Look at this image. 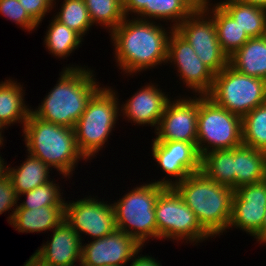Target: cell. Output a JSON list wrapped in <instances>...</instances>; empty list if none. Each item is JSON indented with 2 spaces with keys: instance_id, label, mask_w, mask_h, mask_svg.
Masks as SVG:
<instances>
[{
  "instance_id": "obj_1",
  "label": "cell",
  "mask_w": 266,
  "mask_h": 266,
  "mask_svg": "<svg viewBox=\"0 0 266 266\" xmlns=\"http://www.w3.org/2000/svg\"><path fill=\"white\" fill-rule=\"evenodd\" d=\"M162 27L156 21L125 17L110 35L114 46V57L126 75L165 65L168 41L173 27ZM170 29V30H169ZM169 31V32H168Z\"/></svg>"
},
{
  "instance_id": "obj_2",
  "label": "cell",
  "mask_w": 266,
  "mask_h": 266,
  "mask_svg": "<svg viewBox=\"0 0 266 266\" xmlns=\"http://www.w3.org/2000/svg\"><path fill=\"white\" fill-rule=\"evenodd\" d=\"M93 72L86 66L63 67L57 84L31 112L46 122L74 129L88 102L101 88Z\"/></svg>"
},
{
  "instance_id": "obj_3",
  "label": "cell",
  "mask_w": 266,
  "mask_h": 266,
  "mask_svg": "<svg viewBox=\"0 0 266 266\" xmlns=\"http://www.w3.org/2000/svg\"><path fill=\"white\" fill-rule=\"evenodd\" d=\"M23 134L26 151L68 179L80 159L88 161L77 147L72 128L46 122L30 112Z\"/></svg>"
},
{
  "instance_id": "obj_4",
  "label": "cell",
  "mask_w": 266,
  "mask_h": 266,
  "mask_svg": "<svg viewBox=\"0 0 266 266\" xmlns=\"http://www.w3.org/2000/svg\"><path fill=\"white\" fill-rule=\"evenodd\" d=\"M172 187L195 213L211 239L223 235L231 219L232 188L210 180L202 171L187 176Z\"/></svg>"
},
{
  "instance_id": "obj_5",
  "label": "cell",
  "mask_w": 266,
  "mask_h": 266,
  "mask_svg": "<svg viewBox=\"0 0 266 266\" xmlns=\"http://www.w3.org/2000/svg\"><path fill=\"white\" fill-rule=\"evenodd\" d=\"M117 94L118 92L116 93L109 86L101 87L92 96L86 110L75 124L76 144L87 160L96 157L97 153L105 147L104 144L121 115Z\"/></svg>"
},
{
  "instance_id": "obj_6",
  "label": "cell",
  "mask_w": 266,
  "mask_h": 266,
  "mask_svg": "<svg viewBox=\"0 0 266 266\" xmlns=\"http://www.w3.org/2000/svg\"><path fill=\"white\" fill-rule=\"evenodd\" d=\"M165 188L155 182L144 183L112 203L117 229L134 238L143 247L150 238L157 239L155 203Z\"/></svg>"
},
{
  "instance_id": "obj_7",
  "label": "cell",
  "mask_w": 266,
  "mask_h": 266,
  "mask_svg": "<svg viewBox=\"0 0 266 266\" xmlns=\"http://www.w3.org/2000/svg\"><path fill=\"white\" fill-rule=\"evenodd\" d=\"M242 144V117L218 106L206 95H199L196 147L201 158L210 151Z\"/></svg>"
},
{
  "instance_id": "obj_8",
  "label": "cell",
  "mask_w": 266,
  "mask_h": 266,
  "mask_svg": "<svg viewBox=\"0 0 266 266\" xmlns=\"http://www.w3.org/2000/svg\"><path fill=\"white\" fill-rule=\"evenodd\" d=\"M215 104L240 117L266 102L265 80L236 71L229 64L215 74L206 95Z\"/></svg>"
},
{
  "instance_id": "obj_9",
  "label": "cell",
  "mask_w": 266,
  "mask_h": 266,
  "mask_svg": "<svg viewBox=\"0 0 266 266\" xmlns=\"http://www.w3.org/2000/svg\"><path fill=\"white\" fill-rule=\"evenodd\" d=\"M155 217L157 239L181 240L182 243L185 240L186 243L198 244L211 237L173 187H166L159 194L155 203Z\"/></svg>"
},
{
  "instance_id": "obj_10",
  "label": "cell",
  "mask_w": 266,
  "mask_h": 266,
  "mask_svg": "<svg viewBox=\"0 0 266 266\" xmlns=\"http://www.w3.org/2000/svg\"><path fill=\"white\" fill-rule=\"evenodd\" d=\"M175 30L215 74L229 64V58L218 41L213 18L204 8L193 11Z\"/></svg>"
},
{
  "instance_id": "obj_11",
  "label": "cell",
  "mask_w": 266,
  "mask_h": 266,
  "mask_svg": "<svg viewBox=\"0 0 266 266\" xmlns=\"http://www.w3.org/2000/svg\"><path fill=\"white\" fill-rule=\"evenodd\" d=\"M107 202L92 198L91 195L77 201H67L64 220L82 241L84 233L92 240L105 237L117 229L113 205Z\"/></svg>"
},
{
  "instance_id": "obj_12",
  "label": "cell",
  "mask_w": 266,
  "mask_h": 266,
  "mask_svg": "<svg viewBox=\"0 0 266 266\" xmlns=\"http://www.w3.org/2000/svg\"><path fill=\"white\" fill-rule=\"evenodd\" d=\"M151 149L153 160L155 159L157 165L167 176L155 180V183L172 187L174 184L183 181L187 176L201 172L202 158L193 143L153 139Z\"/></svg>"
},
{
  "instance_id": "obj_13",
  "label": "cell",
  "mask_w": 266,
  "mask_h": 266,
  "mask_svg": "<svg viewBox=\"0 0 266 266\" xmlns=\"http://www.w3.org/2000/svg\"><path fill=\"white\" fill-rule=\"evenodd\" d=\"M166 63L177 68V76L187 89H192L194 95H207L212 89L215 73L199 59L193 47L175 29L169 37Z\"/></svg>"
},
{
  "instance_id": "obj_14",
  "label": "cell",
  "mask_w": 266,
  "mask_h": 266,
  "mask_svg": "<svg viewBox=\"0 0 266 266\" xmlns=\"http://www.w3.org/2000/svg\"><path fill=\"white\" fill-rule=\"evenodd\" d=\"M199 96L182 97L167 102L157 129V141H185L197 145Z\"/></svg>"
},
{
  "instance_id": "obj_15",
  "label": "cell",
  "mask_w": 266,
  "mask_h": 266,
  "mask_svg": "<svg viewBox=\"0 0 266 266\" xmlns=\"http://www.w3.org/2000/svg\"><path fill=\"white\" fill-rule=\"evenodd\" d=\"M142 247L134 238L116 229L105 237L82 243L80 266H127Z\"/></svg>"
},
{
  "instance_id": "obj_16",
  "label": "cell",
  "mask_w": 266,
  "mask_h": 266,
  "mask_svg": "<svg viewBox=\"0 0 266 266\" xmlns=\"http://www.w3.org/2000/svg\"><path fill=\"white\" fill-rule=\"evenodd\" d=\"M266 212V179L237 187L232 196L231 219L233 227L254 237L262 228Z\"/></svg>"
},
{
  "instance_id": "obj_17",
  "label": "cell",
  "mask_w": 266,
  "mask_h": 266,
  "mask_svg": "<svg viewBox=\"0 0 266 266\" xmlns=\"http://www.w3.org/2000/svg\"><path fill=\"white\" fill-rule=\"evenodd\" d=\"M162 91L158 88V84L155 85L151 82L141 86L139 91L121 105L120 114L122 113L123 119L127 118L128 122L133 121L132 123L135 125H150L156 130L166 104L171 98L168 97V93Z\"/></svg>"
},
{
  "instance_id": "obj_18",
  "label": "cell",
  "mask_w": 266,
  "mask_h": 266,
  "mask_svg": "<svg viewBox=\"0 0 266 266\" xmlns=\"http://www.w3.org/2000/svg\"><path fill=\"white\" fill-rule=\"evenodd\" d=\"M50 239L36 250L37 254L54 266L80 265L82 240L65 220L53 229Z\"/></svg>"
},
{
  "instance_id": "obj_19",
  "label": "cell",
  "mask_w": 266,
  "mask_h": 266,
  "mask_svg": "<svg viewBox=\"0 0 266 266\" xmlns=\"http://www.w3.org/2000/svg\"><path fill=\"white\" fill-rule=\"evenodd\" d=\"M122 6L125 17L134 13L140 20L169 21L174 29L193 12L182 0H122Z\"/></svg>"
},
{
  "instance_id": "obj_20",
  "label": "cell",
  "mask_w": 266,
  "mask_h": 266,
  "mask_svg": "<svg viewBox=\"0 0 266 266\" xmlns=\"http://www.w3.org/2000/svg\"><path fill=\"white\" fill-rule=\"evenodd\" d=\"M65 217V206H43L35 209H16L10 223L16 231L34 233L52 231ZM52 229V230H51Z\"/></svg>"
},
{
  "instance_id": "obj_21",
  "label": "cell",
  "mask_w": 266,
  "mask_h": 266,
  "mask_svg": "<svg viewBox=\"0 0 266 266\" xmlns=\"http://www.w3.org/2000/svg\"><path fill=\"white\" fill-rule=\"evenodd\" d=\"M266 179V152L244 144L234 148V190Z\"/></svg>"
},
{
  "instance_id": "obj_22",
  "label": "cell",
  "mask_w": 266,
  "mask_h": 266,
  "mask_svg": "<svg viewBox=\"0 0 266 266\" xmlns=\"http://www.w3.org/2000/svg\"><path fill=\"white\" fill-rule=\"evenodd\" d=\"M210 1L206 0L204 9L212 16L221 49L229 58L250 38L218 3Z\"/></svg>"
},
{
  "instance_id": "obj_23",
  "label": "cell",
  "mask_w": 266,
  "mask_h": 266,
  "mask_svg": "<svg viewBox=\"0 0 266 266\" xmlns=\"http://www.w3.org/2000/svg\"><path fill=\"white\" fill-rule=\"evenodd\" d=\"M23 85L13 79L0 82V122L6 128L14 123H21L22 130L31 112L25 104Z\"/></svg>"
},
{
  "instance_id": "obj_24",
  "label": "cell",
  "mask_w": 266,
  "mask_h": 266,
  "mask_svg": "<svg viewBox=\"0 0 266 266\" xmlns=\"http://www.w3.org/2000/svg\"><path fill=\"white\" fill-rule=\"evenodd\" d=\"M229 65L242 74L265 80L266 36L250 38L229 57Z\"/></svg>"
},
{
  "instance_id": "obj_25",
  "label": "cell",
  "mask_w": 266,
  "mask_h": 266,
  "mask_svg": "<svg viewBox=\"0 0 266 266\" xmlns=\"http://www.w3.org/2000/svg\"><path fill=\"white\" fill-rule=\"evenodd\" d=\"M218 4L249 38L266 36V9L239 0H220Z\"/></svg>"
},
{
  "instance_id": "obj_26",
  "label": "cell",
  "mask_w": 266,
  "mask_h": 266,
  "mask_svg": "<svg viewBox=\"0 0 266 266\" xmlns=\"http://www.w3.org/2000/svg\"><path fill=\"white\" fill-rule=\"evenodd\" d=\"M49 170L47 164L28 153L20 166L12 168L8 166V176L19 196L51 181Z\"/></svg>"
},
{
  "instance_id": "obj_27",
  "label": "cell",
  "mask_w": 266,
  "mask_h": 266,
  "mask_svg": "<svg viewBox=\"0 0 266 266\" xmlns=\"http://www.w3.org/2000/svg\"><path fill=\"white\" fill-rule=\"evenodd\" d=\"M201 171L210 180L234 190V148L206 153L201 159Z\"/></svg>"
},
{
  "instance_id": "obj_28",
  "label": "cell",
  "mask_w": 266,
  "mask_h": 266,
  "mask_svg": "<svg viewBox=\"0 0 266 266\" xmlns=\"http://www.w3.org/2000/svg\"><path fill=\"white\" fill-rule=\"evenodd\" d=\"M52 18L45 33L44 45L49 54L64 59L79 48L84 39L76 31L60 23L54 17Z\"/></svg>"
},
{
  "instance_id": "obj_29",
  "label": "cell",
  "mask_w": 266,
  "mask_h": 266,
  "mask_svg": "<svg viewBox=\"0 0 266 266\" xmlns=\"http://www.w3.org/2000/svg\"><path fill=\"white\" fill-rule=\"evenodd\" d=\"M84 3L93 25L104 26L109 33L125 18L122 0H84Z\"/></svg>"
},
{
  "instance_id": "obj_30",
  "label": "cell",
  "mask_w": 266,
  "mask_h": 266,
  "mask_svg": "<svg viewBox=\"0 0 266 266\" xmlns=\"http://www.w3.org/2000/svg\"><path fill=\"white\" fill-rule=\"evenodd\" d=\"M242 141L266 152V102L242 117Z\"/></svg>"
},
{
  "instance_id": "obj_31",
  "label": "cell",
  "mask_w": 266,
  "mask_h": 266,
  "mask_svg": "<svg viewBox=\"0 0 266 266\" xmlns=\"http://www.w3.org/2000/svg\"><path fill=\"white\" fill-rule=\"evenodd\" d=\"M60 12L53 16L57 21L76 31L82 37L93 26L84 0H63Z\"/></svg>"
},
{
  "instance_id": "obj_32",
  "label": "cell",
  "mask_w": 266,
  "mask_h": 266,
  "mask_svg": "<svg viewBox=\"0 0 266 266\" xmlns=\"http://www.w3.org/2000/svg\"><path fill=\"white\" fill-rule=\"evenodd\" d=\"M51 181L38 186L37 188L22 193L18 196L20 200L22 195L26 196L25 200L17 205L16 209H35L43 206H65V198L61 193L60 186Z\"/></svg>"
},
{
  "instance_id": "obj_33",
  "label": "cell",
  "mask_w": 266,
  "mask_h": 266,
  "mask_svg": "<svg viewBox=\"0 0 266 266\" xmlns=\"http://www.w3.org/2000/svg\"><path fill=\"white\" fill-rule=\"evenodd\" d=\"M0 14L29 33L38 27L18 0H0Z\"/></svg>"
},
{
  "instance_id": "obj_34",
  "label": "cell",
  "mask_w": 266,
  "mask_h": 266,
  "mask_svg": "<svg viewBox=\"0 0 266 266\" xmlns=\"http://www.w3.org/2000/svg\"><path fill=\"white\" fill-rule=\"evenodd\" d=\"M18 195L14 189V186L7 175L5 178L0 180V215L7 211H12L7 217L8 223L10 224L14 212L17 208ZM15 207V208H14Z\"/></svg>"
},
{
  "instance_id": "obj_35",
  "label": "cell",
  "mask_w": 266,
  "mask_h": 266,
  "mask_svg": "<svg viewBox=\"0 0 266 266\" xmlns=\"http://www.w3.org/2000/svg\"><path fill=\"white\" fill-rule=\"evenodd\" d=\"M27 14L38 24L56 6V0H18Z\"/></svg>"
},
{
  "instance_id": "obj_36",
  "label": "cell",
  "mask_w": 266,
  "mask_h": 266,
  "mask_svg": "<svg viewBox=\"0 0 266 266\" xmlns=\"http://www.w3.org/2000/svg\"><path fill=\"white\" fill-rule=\"evenodd\" d=\"M138 255V256H137ZM137 253L133 259L130 261V266H162L158 260L149 255H142ZM158 261V262H157Z\"/></svg>"
},
{
  "instance_id": "obj_37",
  "label": "cell",
  "mask_w": 266,
  "mask_h": 266,
  "mask_svg": "<svg viewBox=\"0 0 266 266\" xmlns=\"http://www.w3.org/2000/svg\"><path fill=\"white\" fill-rule=\"evenodd\" d=\"M24 266H54L44 260L39 254L34 252V254L31 255L29 260H27L24 264Z\"/></svg>"
},
{
  "instance_id": "obj_38",
  "label": "cell",
  "mask_w": 266,
  "mask_h": 266,
  "mask_svg": "<svg viewBox=\"0 0 266 266\" xmlns=\"http://www.w3.org/2000/svg\"><path fill=\"white\" fill-rule=\"evenodd\" d=\"M192 11L204 8L206 0H182Z\"/></svg>"
},
{
  "instance_id": "obj_39",
  "label": "cell",
  "mask_w": 266,
  "mask_h": 266,
  "mask_svg": "<svg viewBox=\"0 0 266 266\" xmlns=\"http://www.w3.org/2000/svg\"><path fill=\"white\" fill-rule=\"evenodd\" d=\"M257 242L262 245H266V212L264 217V223L261 230L254 236Z\"/></svg>"
},
{
  "instance_id": "obj_40",
  "label": "cell",
  "mask_w": 266,
  "mask_h": 266,
  "mask_svg": "<svg viewBox=\"0 0 266 266\" xmlns=\"http://www.w3.org/2000/svg\"><path fill=\"white\" fill-rule=\"evenodd\" d=\"M5 164V165H4ZM2 155H0V180L8 175V165H6Z\"/></svg>"
},
{
  "instance_id": "obj_41",
  "label": "cell",
  "mask_w": 266,
  "mask_h": 266,
  "mask_svg": "<svg viewBox=\"0 0 266 266\" xmlns=\"http://www.w3.org/2000/svg\"><path fill=\"white\" fill-rule=\"evenodd\" d=\"M266 9V0H239Z\"/></svg>"
},
{
  "instance_id": "obj_42",
  "label": "cell",
  "mask_w": 266,
  "mask_h": 266,
  "mask_svg": "<svg viewBox=\"0 0 266 266\" xmlns=\"http://www.w3.org/2000/svg\"><path fill=\"white\" fill-rule=\"evenodd\" d=\"M6 127H5V125L2 123V122H0V143L3 145L4 143H3V141H4V136H2L3 134H2V130L3 129H5Z\"/></svg>"
}]
</instances>
